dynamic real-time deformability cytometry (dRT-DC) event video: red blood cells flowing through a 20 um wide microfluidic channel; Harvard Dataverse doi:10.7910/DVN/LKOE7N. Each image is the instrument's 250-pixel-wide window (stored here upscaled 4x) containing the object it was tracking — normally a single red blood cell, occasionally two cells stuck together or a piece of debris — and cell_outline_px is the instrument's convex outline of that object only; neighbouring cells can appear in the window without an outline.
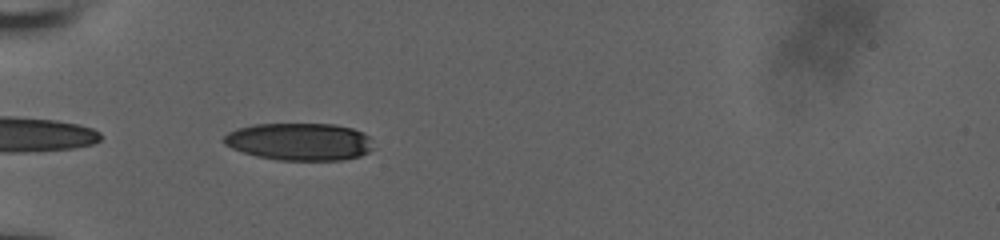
{"species": "human", "species_latin": "Homo sapiens", "temperature_condition": "room temperature", "stored_images_in_passage": 14, "camera_frame_rate_fps": 3000, "um_per_image_px": 0.085, "donor": {"sex": "male"}, "frame": {"image": 1, "passage_image": 1, "time_ms": 0.0, "image_size_px": [1000, 240], "cell_outline_px": [[372, 148], [368, 152], [360, 156], [340, 160], [276, 160], [256, 156], [232, 148], [224, 144], [220, 140], [228, 132], [252, 124], [336, 124], [352, 128], [364, 132], [368, 136]], "centroid_in_image_um": [25.43, 12.04], "position_along_channel_um": 59.6, "area_um2": 32.66}}
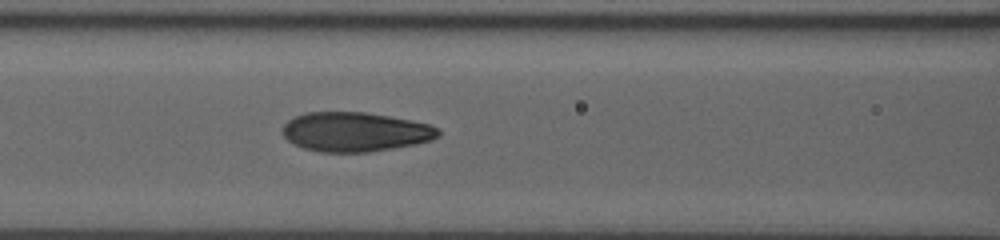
{"frame": {"image": 2, "passage_image": 8, "time_ms": 2.333, "image_size_px": [1000, 240], "cell_outline_px": [[440, 136], [432, 140], [392, 148], [368, 152], [320, 152], [304, 148], [288, 140], [284, 136], [284, 124], [288, 120], [304, 112], [364, 112], [412, 120], [432, 124], [440, 132]], "centroid_in_image_um": [30.21, 11.2], "position_along_channel_um": 136.4, "area_um2": 35.55}}
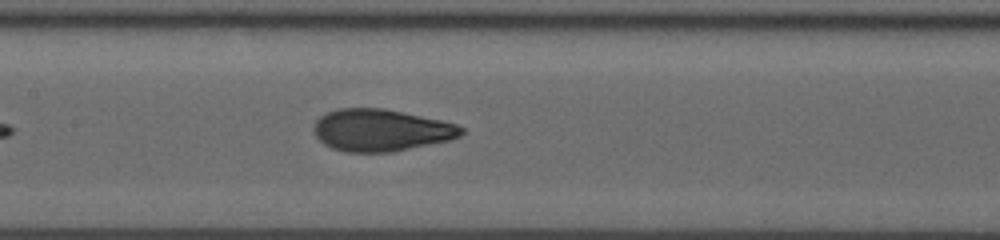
{"frame": {"image": 3, "passage_image": 11, "time_ms": 3.333, "image_size_px": [1000, 240], "cell_outline_px": [[464, 132], [460, 136], [448, 140], [392, 152], [348, 152], [332, 148], [324, 144], [316, 136], [312, 128], [316, 120], [320, 116], [336, 108], [384, 108], [440, 120], [456, 124], [464, 128]], "centroid_in_image_um": [32.35, 11.06], "position_along_channel_um": 175.0, "area_um2": 36.01}}